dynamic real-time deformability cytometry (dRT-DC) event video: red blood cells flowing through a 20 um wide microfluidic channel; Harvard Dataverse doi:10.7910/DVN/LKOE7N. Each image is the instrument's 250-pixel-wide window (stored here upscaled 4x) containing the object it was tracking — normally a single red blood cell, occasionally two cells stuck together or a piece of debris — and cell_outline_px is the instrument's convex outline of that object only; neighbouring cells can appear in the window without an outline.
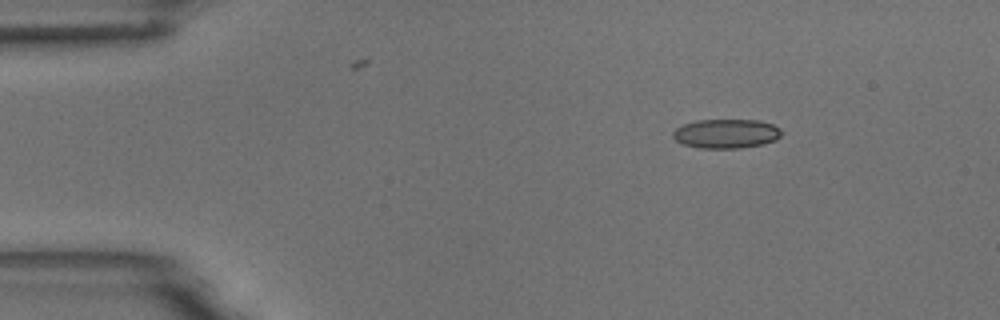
{"species": "common noctule bat (a hibernating species)", "species_latin": "Nyctalus noctula", "temperature_condition": "room temperature", "stored_images_in_passage": 4, "camera_frame_rate_fps": 3000, "um_per_image_px": 0.085, "animal": {"sex": "male", "body_mass_g": 18.8}, "frame": {"image": 1, "passage_image": 1, "time_ms": 0.0, "image_size_px": [1000, 320], "cell_outline_px": [[784, 132], [776, 140], [764, 144], [740, 148], [700, 148], [684, 144], [676, 140], [672, 136], [672, 132], [676, 128], [684, 124], [696, 120], [756, 120], [772, 124], [780, 128]], "centroid_in_image_um": [61.75, 11.36], "position_along_channel_um": 23.3, "area_um2": 18.55}}
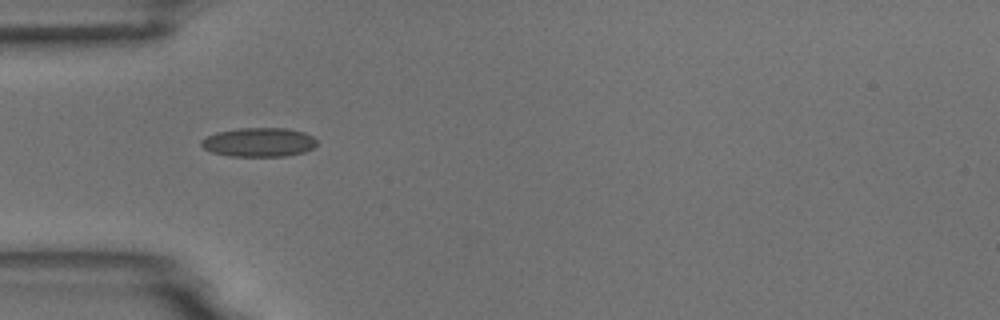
{"frame": {"image": 2, "passage_image": 3, "time_ms": 3.0, "image_size_px": [1000, 320], "cell_outline_px": [[316, 144], [312, 148], [304, 152], [284, 156], [232, 156], [212, 152], [204, 148], [200, 144], [200, 140], [216, 132], [240, 128], [288, 128], [304, 132], [312, 136], [316, 140]], "centroid_in_image_um": [22.0, 12.08], "position_along_channel_um": 63.0, "area_um2": 19.48}}